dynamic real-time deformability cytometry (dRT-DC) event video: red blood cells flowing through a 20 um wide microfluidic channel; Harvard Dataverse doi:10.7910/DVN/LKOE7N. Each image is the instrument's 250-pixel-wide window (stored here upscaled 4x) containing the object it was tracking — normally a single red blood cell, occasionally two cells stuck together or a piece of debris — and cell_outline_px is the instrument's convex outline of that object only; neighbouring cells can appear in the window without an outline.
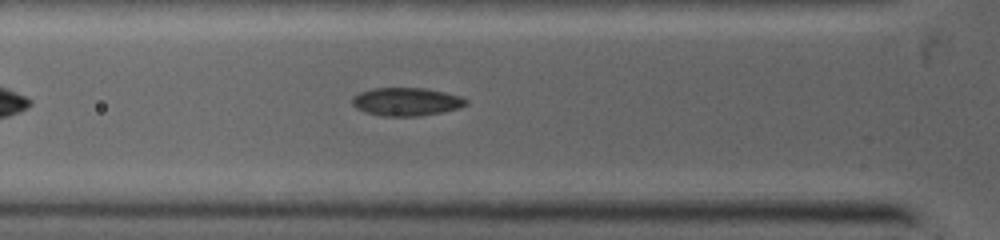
{"species": "common noctule bat (a hibernating species)", "species_latin": "Nyctalus noctula", "temperature_condition": "warm", "stored_images_in_passage": 51, "camera_frame_rate_fps": 5000, "um_per_image_px": 0.085, "animal": {"sex": "female", "body_mass_g": 19.0, "forearm_length_mm": 53.3}, "frame": {"image": 1, "passage_image": 10, "time_ms": 1.8, "image_size_px": [1000, 240], "cell_outline_px": [[468, 104], [460, 108], [440, 112], [416, 116], [384, 116], [364, 112], [356, 108], [352, 104], [352, 96], [360, 92], [372, 88], [424, 88], [444, 92], [460, 96], [468, 100]], "centroid_in_image_um": [34.52, 8.64], "position_along_channel_um": 91.3, "area_um2": 18.67}}
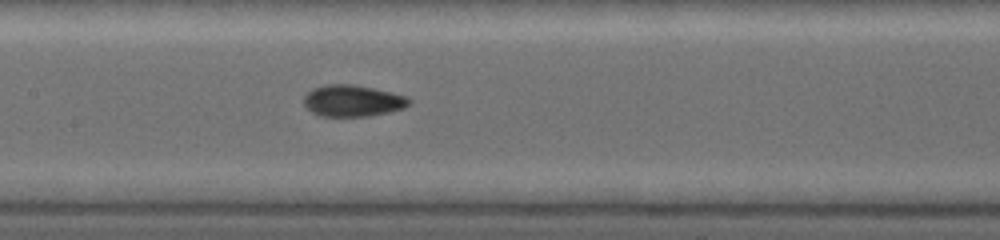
{"frame": {"image": 2, "passage_image": 25, "time_ms": 3.6, "image_size_px": [1000, 240], "cell_outline_px": [[412, 100], [408, 104], [400, 108], [384, 112], [364, 116], [320, 116], [312, 112], [304, 104], [304, 96], [312, 88], [324, 84], [352, 84], [392, 92], [408, 96]], "centroid_in_image_um": [29.93, 8.54], "position_along_channel_um": 177.5, "area_um2": 19.07}}
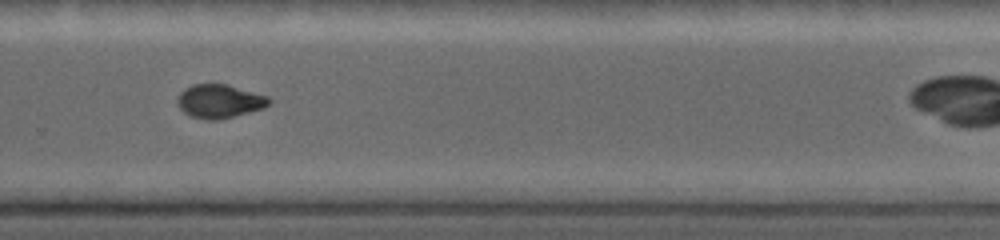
{"frame": {"image": 3, "passage_image": 50, "time_ms": 6.4, "image_size_px": [1000, 240], "cell_outline_px": [[272, 100], [264, 108], [232, 116], [212, 120], [208, 120], [192, 116], [184, 112], [180, 108], [176, 100], [180, 92], [184, 88], [192, 84], [228, 84], [268, 96]], "centroid_in_image_um": [18.65, 8.58], "position_along_channel_um": 311.2, "area_um2": 17.8}}